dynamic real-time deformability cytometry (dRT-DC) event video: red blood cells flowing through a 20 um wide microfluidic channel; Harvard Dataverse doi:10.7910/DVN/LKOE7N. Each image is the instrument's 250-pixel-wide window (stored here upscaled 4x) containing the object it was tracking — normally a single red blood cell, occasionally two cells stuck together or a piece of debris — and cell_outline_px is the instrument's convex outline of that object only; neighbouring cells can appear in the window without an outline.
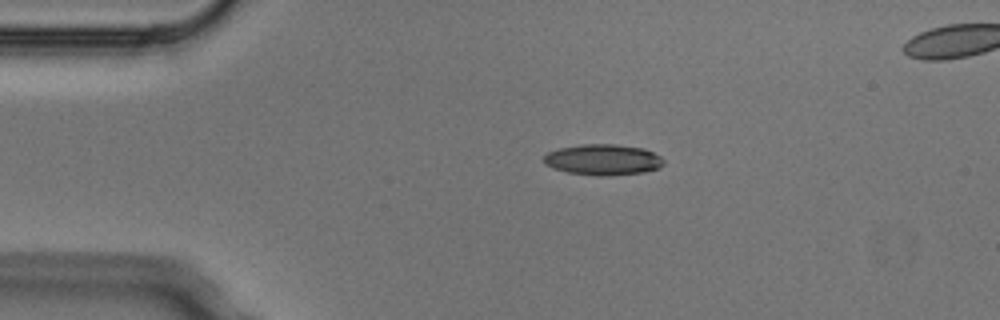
{"species": "Egyptian fruit bat (a non-hibernating species)", "species_latin": "Rousettus aegyptiacus", "temperature_condition": "cold", "stored_images_in_passage": 3, "segment_of_instrument_passage": [1, 2], "camera_frame_rate_fps": 3000, "um_per_image_px": 0.085, "animal": {"sex": "male"}, "frame": {"image": 1, "passage_image": 1, "time_ms": 0.0, "image_size_px": [1000, 320], "cell_outline_px": [[664, 164], [660, 168], [644, 172], [596, 176], [568, 172], [552, 168], [544, 164], [544, 156], [548, 152], [560, 148], [580, 144], [616, 144], [644, 148], [660, 156], [664, 160]], "centroid_in_image_um": [51.26, 13.56], "position_along_channel_um": 33.7, "area_um2": 21.56}}